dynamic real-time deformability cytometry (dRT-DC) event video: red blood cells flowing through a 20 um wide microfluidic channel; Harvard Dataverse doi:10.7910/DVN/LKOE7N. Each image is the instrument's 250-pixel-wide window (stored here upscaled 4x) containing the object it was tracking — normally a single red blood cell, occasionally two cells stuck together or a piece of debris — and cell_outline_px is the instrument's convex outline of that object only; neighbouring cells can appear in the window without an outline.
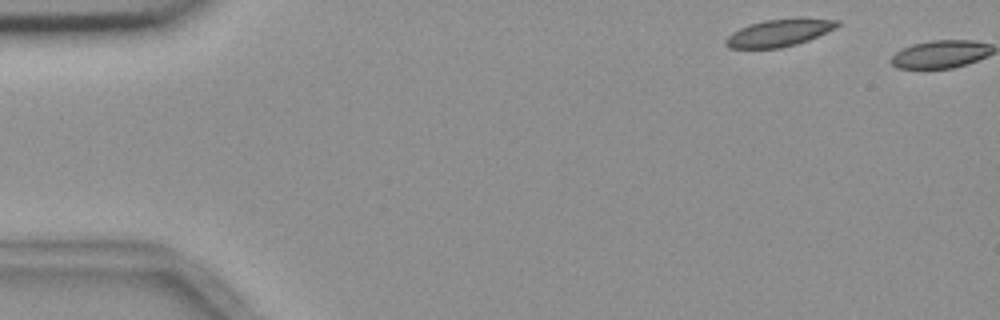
{"species": "common noctule bat (a hibernating species)", "species_latin": "Nyctalus noctula", "temperature_condition": "room temperature", "stored_images_in_passage": 2, "camera_frame_rate_fps": 3000, "um_per_image_px": 0.085, "animal": {"sex": "female", "body_mass_g": 18.4}, "frame": {"image": 1, "passage_image": 1, "time_ms": 0.0, "image_size_px": [1000, 320], "cell_outline_px": [[840, 24], [836, 28], [808, 40], [796, 44], [780, 48], [728, 48], [724, 44], [724, 40], [732, 32], [740, 28], [764, 20], [804, 16], [840, 20]], "centroid_in_image_um": [66.28, 2.76], "position_along_channel_um": 18.7, "area_um2": 18.09}}